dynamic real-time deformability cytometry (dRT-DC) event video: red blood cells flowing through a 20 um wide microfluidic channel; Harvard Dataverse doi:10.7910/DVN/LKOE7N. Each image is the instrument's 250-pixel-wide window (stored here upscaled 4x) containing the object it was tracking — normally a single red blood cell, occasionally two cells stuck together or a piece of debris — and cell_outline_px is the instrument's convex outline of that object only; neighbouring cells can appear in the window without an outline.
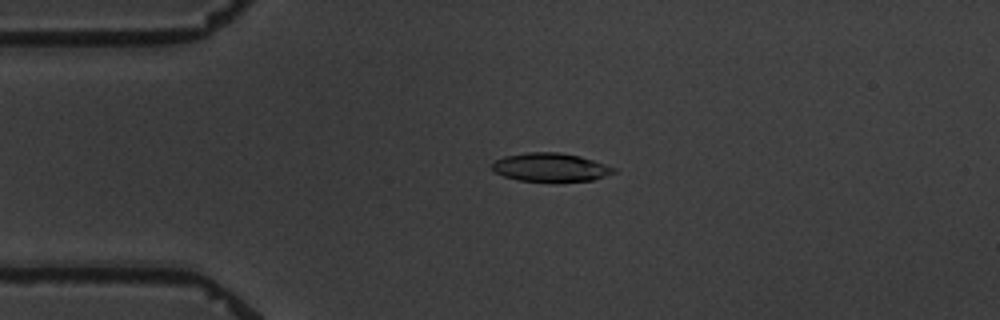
{"species": "common noctule bat (a hibernating species)", "species_latin": "Nyctalus noctula", "temperature_condition": "warm", "stored_images_in_passage": 5, "camera_frame_rate_fps": 3000, "um_per_image_px": 0.085, "animal": {"sex": "male", "body_mass_g": 19.5, "forearm_length_mm": 54.6}, "frame": {"image": 1, "passage_image": 3, "time_ms": 2.333, "image_size_px": [1000, 320], "cell_outline_px": [[616, 172], [592, 180], [556, 184], [520, 180], [504, 176], [496, 172], [492, 168], [492, 164], [496, 160], [504, 156], [528, 152], [560, 152], [580, 156], [616, 168]], "centroid_in_image_um": [46.81, 14.25], "position_along_channel_um": 38.2, "area_um2": 20.69}}
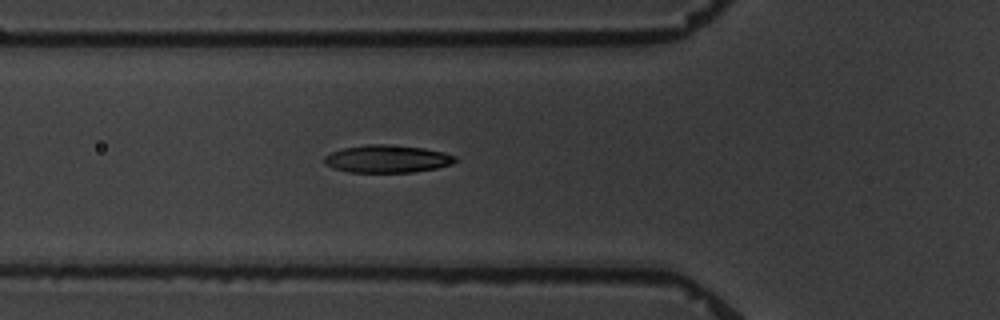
{"frame": {"image": 2, "passage_image": 5, "time_ms": 4.667, "image_size_px": [1000, 320], "cell_outline_px": [[460, 160], [452, 164], [436, 168], [412, 172], [348, 172], [324, 164], [324, 156], [332, 152], [344, 148], [368, 144], [388, 144], [424, 148], [444, 152], [456, 156]], "centroid_in_image_um": [32.96, 13.5], "position_along_channel_um": 92.8, "area_um2": 21.1}}